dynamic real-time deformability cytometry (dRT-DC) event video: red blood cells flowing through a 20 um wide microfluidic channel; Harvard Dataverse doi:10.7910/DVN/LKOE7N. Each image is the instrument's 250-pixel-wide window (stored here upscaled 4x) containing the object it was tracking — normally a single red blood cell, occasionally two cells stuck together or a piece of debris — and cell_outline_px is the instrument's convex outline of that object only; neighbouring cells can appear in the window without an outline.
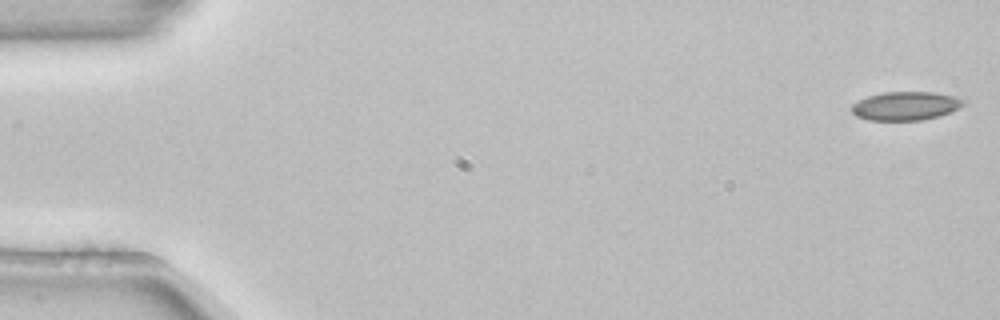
{"species": "common noctule bat (a hibernating species)", "species_latin": "Nyctalus noctula", "temperature_condition": "room temperature", "stored_images_in_passage": 53, "camera_frame_rate_fps": 3000, "um_per_image_px": 0.085, "animal": {"sex": "female", "body_mass_g": 22.7, "forearm_length_mm": 54.2}, "frame": {"image": 1, "passage_image": 1, "time_ms": 0.0, "image_size_px": [1000, 320], "cell_outline_px": [[964, 104], [948, 112], [936, 116], [920, 120], [868, 120], [856, 116], [852, 112], [852, 104], [868, 96], [884, 92], [932, 92], [952, 96], [964, 100]], "centroid_in_image_um": [76.91, 9.0], "position_along_channel_um": 8.1, "area_um2": 18.21}}
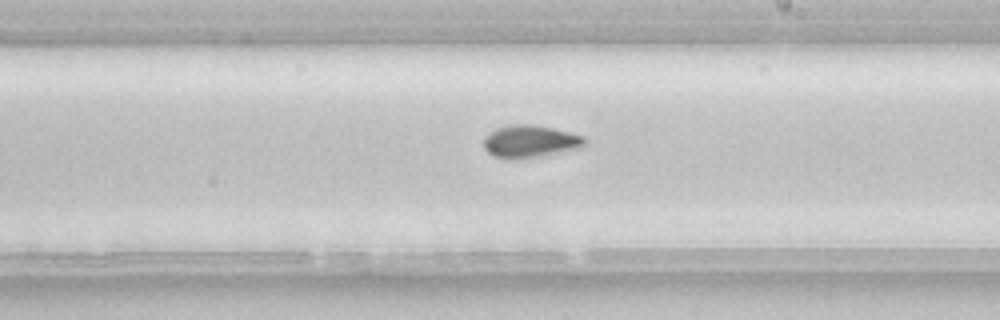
{"frame": {"image": 2, "passage_image": 31, "time_ms": 10.0, "image_size_px": [1000, 320], "cell_outline_px": [[588, 140], [580, 148], [536, 156], [496, 156], [488, 152], [484, 148], [484, 136], [496, 128], [512, 124], [536, 124], [584, 136]], "centroid_in_image_um": [45.08, 11.96], "position_along_channel_um": 243.9, "area_um2": 18.38}}
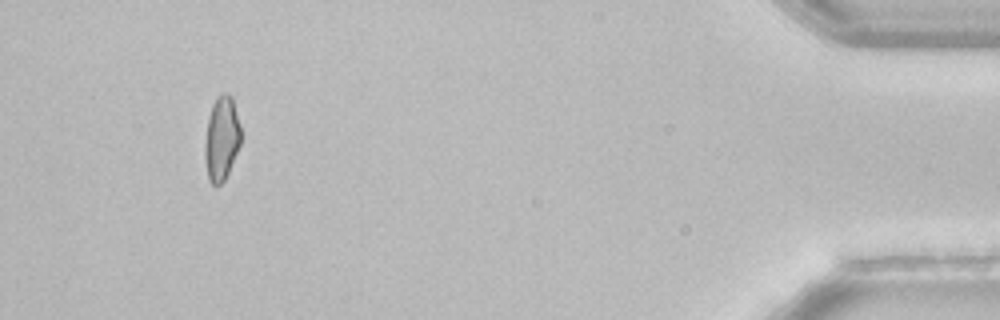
{"frame": {"image": 3, "passage_image": 50, "time_ms": 16.333, "image_size_px": [1000, 320], "cell_outline_px": [[240, 144], [228, 172], [224, 180], [220, 184], [212, 184], [208, 180], [204, 156], [204, 140], [208, 116], [212, 104], [216, 96], [220, 92], [228, 92], [232, 96], [240, 128]], "centroid_in_image_um": [18.8, 11.72], "position_along_channel_um": 416.4, "area_um2": 17.8}}